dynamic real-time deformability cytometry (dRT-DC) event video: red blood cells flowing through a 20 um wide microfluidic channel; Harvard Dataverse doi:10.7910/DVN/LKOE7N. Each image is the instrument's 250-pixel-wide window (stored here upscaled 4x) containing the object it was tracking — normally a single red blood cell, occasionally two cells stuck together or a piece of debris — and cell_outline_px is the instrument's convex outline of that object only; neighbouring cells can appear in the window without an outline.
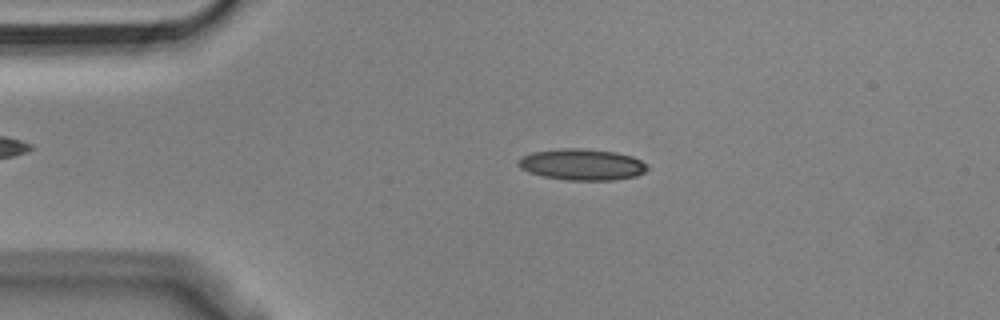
{"species": "Egyptian fruit bat (a non-hibernating species)", "species_latin": "Rousettus aegyptiacus", "temperature_condition": "cold", "stored_images_in_passage": 11, "camera_frame_rate_fps": 3000, "um_per_image_px": 0.085, "animal": {"sex": "male"}, "frame": {"image": 1, "passage_image": 7, "time_ms": 2.0, "image_size_px": [1000, 320], "cell_outline_px": [[648, 168], [644, 172], [636, 176], [612, 180], [568, 180], [544, 176], [528, 172], [520, 168], [516, 164], [524, 156], [532, 152], [564, 148], [580, 148], [616, 152], [632, 156], [648, 164]], "centroid_in_image_um": [49.49, 13.98], "position_along_channel_um": 35.5, "area_um2": 23.41}}